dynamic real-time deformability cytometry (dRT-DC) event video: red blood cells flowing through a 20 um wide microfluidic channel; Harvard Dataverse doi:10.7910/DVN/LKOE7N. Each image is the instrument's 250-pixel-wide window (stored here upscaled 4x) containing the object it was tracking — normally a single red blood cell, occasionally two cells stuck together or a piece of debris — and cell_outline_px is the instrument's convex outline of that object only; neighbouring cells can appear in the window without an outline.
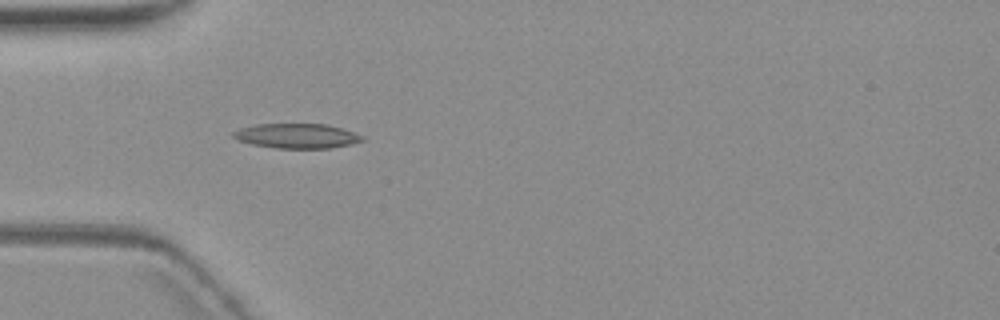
{"species": "common noctule bat (a hibernating species)", "species_latin": "Nyctalus noctula", "temperature_condition": "warm", "stored_images_in_passage": 8, "camera_frame_rate_fps": 3000, "um_per_image_px": 0.085, "animal": {"sex": "female", "body_mass_g": 19.3, "forearm_length_mm": 54.1}, "frame": {"image": 1, "passage_image": 2, "time_ms": 1.333, "image_size_px": [1000, 320], "cell_outline_px": [[364, 140], [348, 144], [328, 148], [276, 148], [252, 144], [236, 140], [232, 136], [232, 132], [240, 128], [256, 124], [328, 124], [364, 136]], "centroid_in_image_um": [25.17, 11.55], "position_along_channel_um": 59.8, "area_um2": 18.44}}
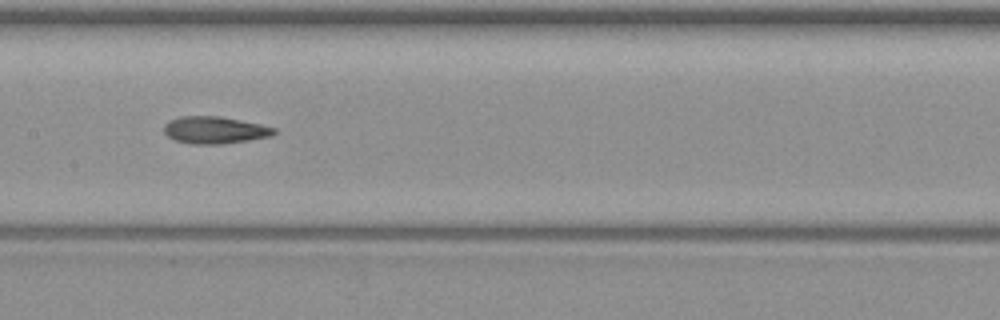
{"frame": {"image": 2, "passage_image": 5, "time_ms": 5.0, "image_size_px": [1000, 320], "cell_outline_px": [[276, 132], [272, 136], [248, 140], [220, 144], [192, 144], [176, 140], [168, 136], [164, 132], [164, 124], [168, 120], [180, 116], [220, 116], [260, 124], [276, 128]], "centroid_in_image_um": [18.24, 11.05], "position_along_channel_um": 189.2, "area_um2": 17.4}}
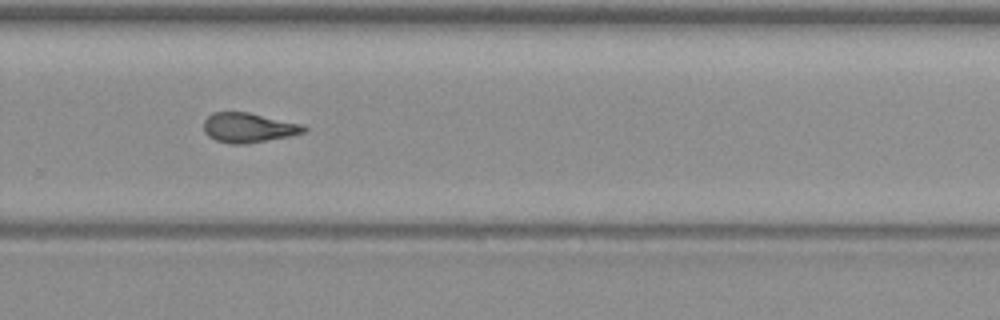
{"frame": {"image": 3, "passage_image": 8, "time_ms": 8.333, "image_size_px": [1000, 320], "cell_outline_px": [[308, 128], [304, 132], [288, 136], [244, 144], [232, 144], [216, 140], [208, 136], [204, 132], [204, 120], [208, 116], [216, 112], [248, 112], [304, 124]], "centroid_in_image_um": [21.12, 10.84], "position_along_channel_um": 308.7, "area_um2": 17.22}}